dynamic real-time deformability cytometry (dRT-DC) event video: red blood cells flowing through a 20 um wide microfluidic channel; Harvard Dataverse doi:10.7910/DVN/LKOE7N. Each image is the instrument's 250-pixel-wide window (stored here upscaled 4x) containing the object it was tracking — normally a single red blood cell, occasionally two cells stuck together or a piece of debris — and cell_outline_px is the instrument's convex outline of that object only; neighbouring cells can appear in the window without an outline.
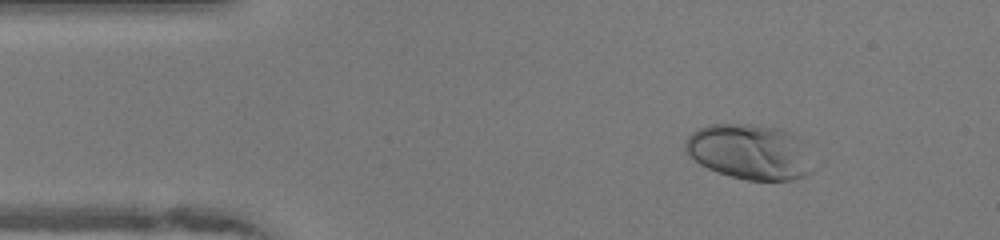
{"species": "human", "species_latin": "Homo sapiens", "temperature_condition": "warm", "stored_images_in_passage": 45, "camera_frame_rate_fps": 3000, "um_per_image_px": 0.085, "donor": {"sex": "female"}, "frame": {"image": 1, "passage_image": 2, "time_ms": 0.333, "image_size_px": [1000, 240], "cell_outline_px": [[816, 168], [808, 176], [792, 180], [748, 180], [716, 172], [700, 164], [684, 152], [684, 144], [688, 136], [692, 132], [700, 128], [712, 124], [756, 124], [780, 128], [796, 136], [800, 140]], "centroid_in_image_um": [63.74, 12.91], "position_along_channel_um": 21.3, "area_um2": 41.44}}
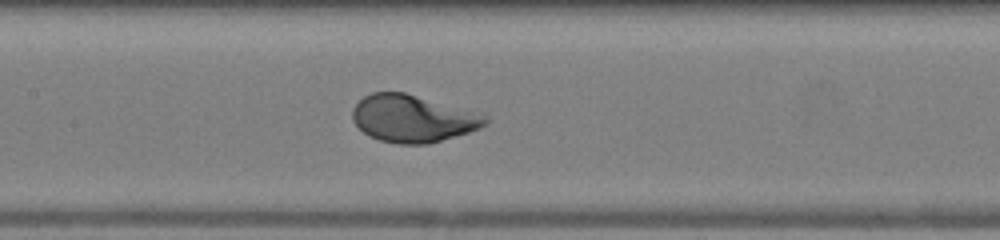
{"frame": {"image": 2, "passage_image": 18, "time_ms": 5.667, "image_size_px": [1000, 240], "cell_outline_px": [[488, 124], [480, 128], [468, 132], [428, 144], [400, 144], [380, 140], [368, 136], [352, 120], [352, 108], [364, 96], [372, 92], [404, 92], [480, 112], [488, 116]], "centroid_in_image_um": [35.11, 10.07], "position_along_channel_um": 172.3, "area_um2": 36.7}}
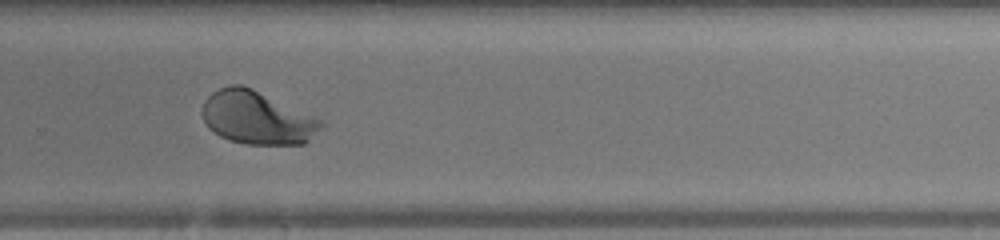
{"frame": {"image": 3, "passage_image": 28, "time_ms": 9.0, "image_size_px": [1000, 240], "cell_outline_px": [[324, 124], [304, 144], [248, 144], [232, 140], [220, 136], [208, 128], [200, 112], [204, 100], [212, 92], [220, 88], [232, 84], [240, 84], [252, 88], [320, 120]], "centroid_in_image_um": [21.77, 10.0], "position_along_channel_um": 308.0, "area_um2": 36.18}, "authors_computed_cell_mechanics": {"area_um2": 36.703, "velocity_mm_per_s": 4.0931, "shape_relaxation_time_tau1_ms": 1.9109, "shape_relaxation_time_tau2_ms": null, "deformation_change_tau1": 0.1744, "deformation_change_tau2": null}}